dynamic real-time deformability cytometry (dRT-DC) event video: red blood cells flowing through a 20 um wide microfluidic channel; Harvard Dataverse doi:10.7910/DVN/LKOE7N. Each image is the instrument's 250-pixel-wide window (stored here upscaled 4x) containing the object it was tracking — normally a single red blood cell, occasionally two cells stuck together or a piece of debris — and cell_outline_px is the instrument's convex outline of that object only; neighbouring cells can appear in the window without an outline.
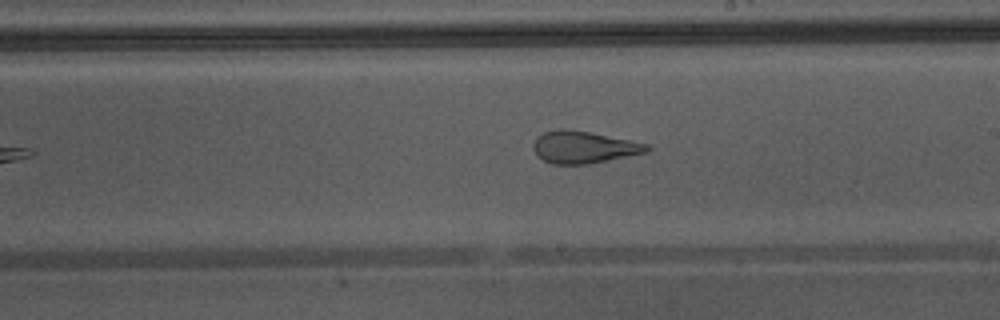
{"species": "Egyptian fruit bat (a non-hibernating species)", "species_latin": "Rousettus aegyptiacus", "temperature_condition": "warm", "stored_images_in_passage": 27, "camera_frame_rate_fps": 3000, "um_per_image_px": 0.085, "animal": {"sex": "male"}, "frame": {"image": 1, "passage_image": 16, "time_ms": 5.0, "image_size_px": [1000, 320], "cell_outline_px": [[652, 148], [648, 152], [588, 164], [552, 164], [536, 156], [532, 148], [532, 144], [536, 136], [544, 132], [556, 128], [568, 128], [648, 144]], "centroid_in_image_um": [49.55, 12.5], "position_along_channel_um": 239.4, "area_um2": 21.39}}